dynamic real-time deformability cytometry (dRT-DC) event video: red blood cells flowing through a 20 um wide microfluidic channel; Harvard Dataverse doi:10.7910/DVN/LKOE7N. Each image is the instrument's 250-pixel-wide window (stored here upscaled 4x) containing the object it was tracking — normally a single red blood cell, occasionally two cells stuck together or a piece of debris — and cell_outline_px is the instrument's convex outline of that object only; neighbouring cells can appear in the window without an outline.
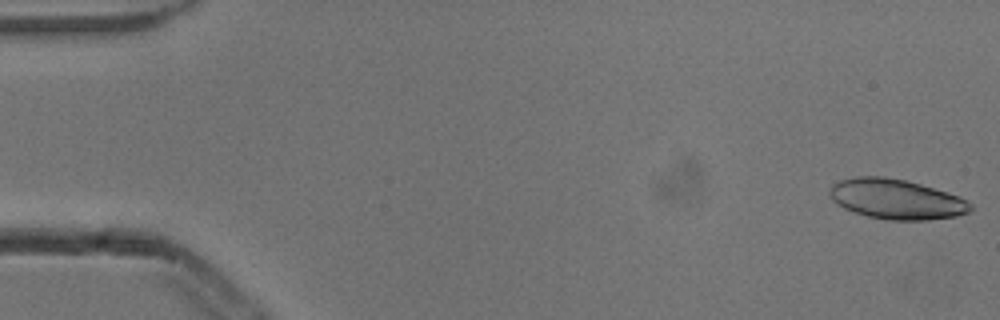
{"species": "common noctule bat (a hibernating species)", "species_latin": "Nyctalus noctula", "temperature_condition": "cold", "stored_images_in_passage": 5, "camera_frame_rate_fps": 3000, "um_per_image_px": 0.085, "animal": {"sex": "male", "body_mass_g": 13.3}, "frame": {"image": 1, "passage_image": 1, "time_ms": 0.0, "image_size_px": [1000, 320], "cell_outline_px": [[972, 212], [956, 216], [928, 220], [888, 220], [868, 216], [844, 208], [836, 204], [832, 200], [828, 192], [832, 184], [840, 180], [856, 176], [884, 176], [904, 180], [920, 184], [956, 196], [972, 204]], "centroid_in_image_um": [76.14, 16.93], "position_along_channel_um": 8.9, "area_um2": 32.66}}
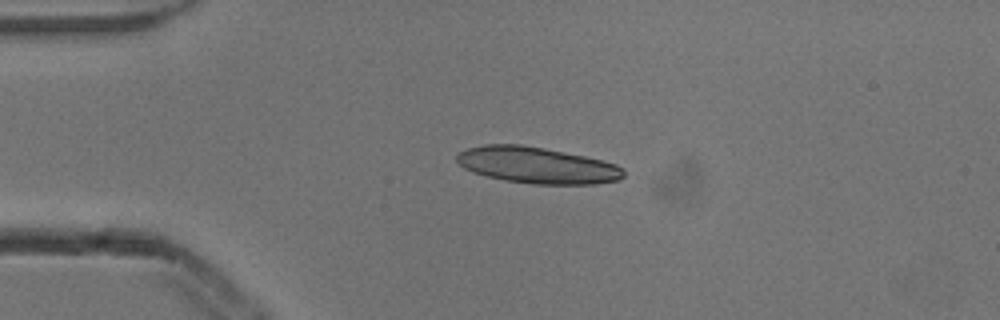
{"frame": {"image": 2, "passage_image": 4, "time_ms": 1.0, "image_size_px": [1000, 320], "cell_outline_px": [[624, 176], [620, 180], [596, 184], [532, 184], [504, 180], [472, 172], [464, 168], [456, 160], [456, 156], [460, 152], [468, 148], [484, 144], [520, 144], [544, 148], [604, 160], [616, 164], [624, 168]], "centroid_in_image_um": [45.67, 14.05], "position_along_channel_um": 39.3, "area_um2": 35.43}}